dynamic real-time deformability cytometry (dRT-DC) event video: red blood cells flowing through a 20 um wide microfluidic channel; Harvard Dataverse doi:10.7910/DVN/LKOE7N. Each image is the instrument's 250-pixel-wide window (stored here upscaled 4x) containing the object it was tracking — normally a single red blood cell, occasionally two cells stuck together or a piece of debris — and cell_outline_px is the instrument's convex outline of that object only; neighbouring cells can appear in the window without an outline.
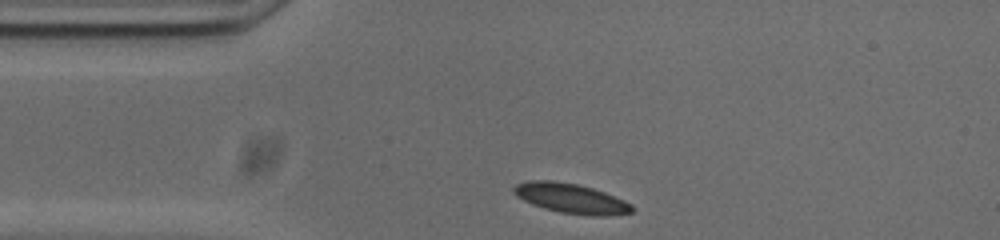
{"species": "common noctule bat (a hibernating species)", "species_latin": "Nyctalus noctula", "temperature_condition": "cold", "stored_images_in_passage": 32, "camera_frame_rate_fps": 3000, "um_per_image_px": 0.085, "animal": {"sex": "male", "body_mass_g": 20.0, "forearm_length_mm": 53.3}, "frame": {"image": 1, "passage_image": 1, "time_ms": 0.0, "image_size_px": [1000, 240], "cell_outline_px": [[632, 212], [608, 216], [592, 216], [560, 212], [544, 208], [532, 204], [516, 196], [512, 192], [512, 188], [516, 184], [528, 180], [552, 180], [576, 184], [592, 188], [604, 192], [624, 200], [632, 204]], "centroid_in_image_um": [48.5, 16.86], "position_along_channel_um": 36.5, "area_um2": 20.52}}
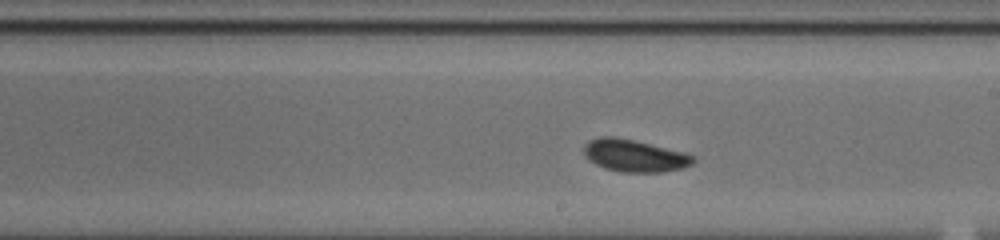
{"frame": {"image": 2, "passage_image": 19, "time_ms": 6.0, "image_size_px": [1000, 240], "cell_outline_px": [[696, 160], [692, 164], [684, 168], [664, 172], [620, 172], [604, 168], [588, 160], [584, 152], [584, 144], [588, 140], [600, 136], [616, 136], [684, 152], [692, 156]], "centroid_in_image_um": [53.91, 13.23], "position_along_channel_um": 235.1, "area_um2": 20.63}}
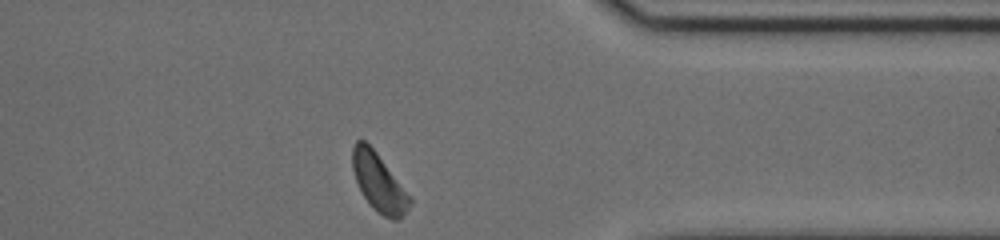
{"frame": {"image": 3, "passage_image": 32, "time_ms": 10.333, "image_size_px": [1000, 240], "cell_outline_px": [[412, 204], [396, 220], [392, 220], [376, 212], [368, 204], [356, 180], [352, 168], [352, 148], [356, 140], [364, 140], [376, 152], [412, 196]], "centroid_in_image_um": [32.21, 15.52], "position_along_channel_um": 379.2, "area_um2": 19.36}, "authors_computed_cell_mechanics": {"area_um2": 19.941, "velocity_mm_per_s": 3.6953, "shape_relaxation_time_tau1_ms": 5.7453, "shape_relaxation_time_tau2_ms": 2.1329, "deformation_change_tau1": 0.1269, "deformation_change_tau2": 0.058}}